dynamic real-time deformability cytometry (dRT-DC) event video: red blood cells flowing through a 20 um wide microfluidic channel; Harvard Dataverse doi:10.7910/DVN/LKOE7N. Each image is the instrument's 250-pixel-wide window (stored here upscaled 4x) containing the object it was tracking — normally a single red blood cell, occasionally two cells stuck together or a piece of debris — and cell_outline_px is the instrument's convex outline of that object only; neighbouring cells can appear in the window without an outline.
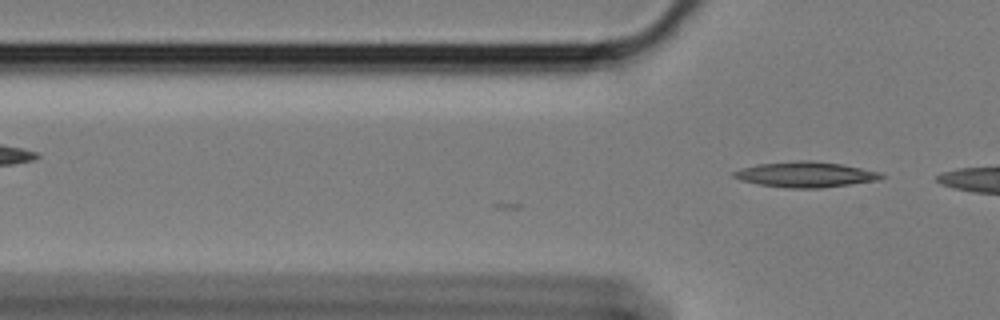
{"species": "Egyptian fruit bat (a non-hibernating species)", "species_latin": "Rousettus aegyptiacus", "temperature_condition": "cold", "stored_images_in_passage": 8, "camera_frame_rate_fps": 3000, "um_per_image_px": 0.085, "animal": {"sex": "female"}, "frame": {"image": 1, "passage_image": 8, "time_ms": 2.333, "image_size_px": [1000, 320], "cell_outline_px": [[884, 176], [880, 180], [820, 188], [784, 188], [760, 184], [740, 180], [732, 176], [732, 172], [740, 168], [756, 164], [800, 160], [808, 160], [840, 164], [880, 172]], "centroid_in_image_um": [68.43, 14.83], "position_along_channel_um": 57.4, "area_um2": 21.85}}